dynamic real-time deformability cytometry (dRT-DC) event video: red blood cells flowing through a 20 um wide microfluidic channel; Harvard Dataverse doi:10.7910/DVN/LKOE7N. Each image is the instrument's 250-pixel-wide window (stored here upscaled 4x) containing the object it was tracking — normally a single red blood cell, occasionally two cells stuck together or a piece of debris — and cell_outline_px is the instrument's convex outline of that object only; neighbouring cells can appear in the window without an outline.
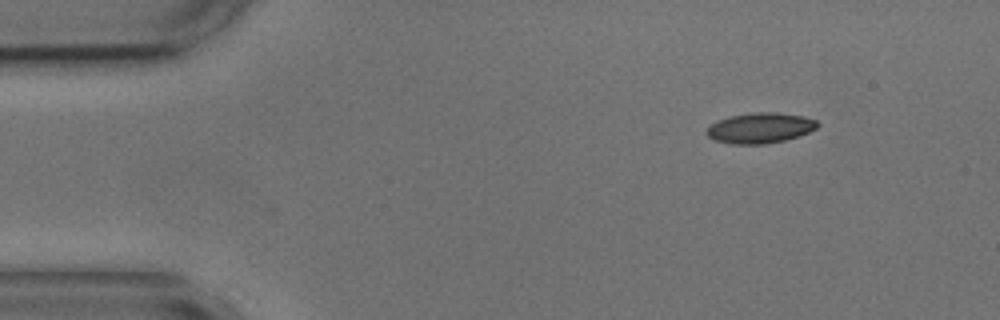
{"species": "common noctule bat (a hibernating species)", "species_latin": "Nyctalus noctula", "temperature_condition": "cold", "stored_images_in_passage": 2, "camera_frame_rate_fps": 3000, "um_per_image_px": 0.085, "animal": {"sex": "male", "body_mass_g": 17.9, "forearm_length_mm": 54.2}, "frame": {"image": 1, "passage_image": 2, "time_ms": 1.333, "image_size_px": [1000, 320], "cell_outline_px": [[820, 124], [816, 128], [808, 132], [784, 140], [764, 144], [732, 144], [712, 140], [704, 132], [716, 120], [732, 116], [756, 112], [776, 112], [804, 116], [816, 120]], "centroid_in_image_um": [64.59, 10.88], "position_along_channel_um": 20.4, "area_um2": 19.59}}